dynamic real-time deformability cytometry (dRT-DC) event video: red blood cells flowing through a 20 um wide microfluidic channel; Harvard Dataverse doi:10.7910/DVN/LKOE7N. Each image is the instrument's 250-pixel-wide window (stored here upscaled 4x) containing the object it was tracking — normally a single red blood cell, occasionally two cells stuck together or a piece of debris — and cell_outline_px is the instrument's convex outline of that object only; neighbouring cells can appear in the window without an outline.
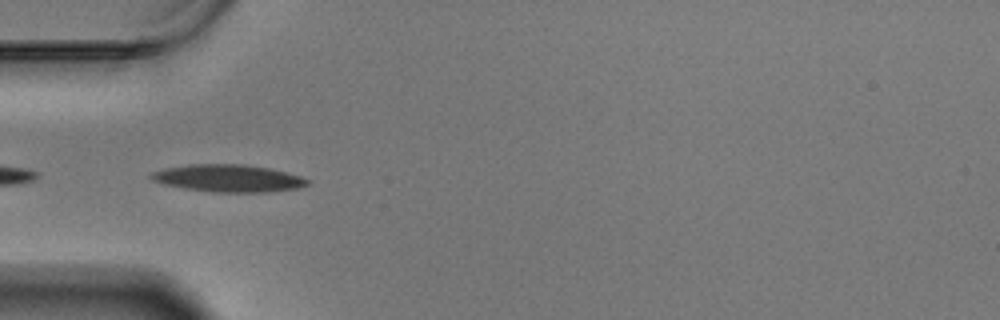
{"species": "Egyptian fruit bat (a non-hibernating species)", "species_latin": "Rousettus aegyptiacus", "temperature_condition": "warm", "stored_images_in_passage": 27, "camera_frame_rate_fps": 3000, "um_per_image_px": 0.085, "animal": {"sex": "male"}, "frame": {"image": 1, "passage_image": 2, "time_ms": 0.333, "image_size_px": [1000, 320], "cell_outline_px": [[308, 184], [296, 188], [268, 192], [212, 192], [184, 188], [164, 184], [152, 180], [148, 176], [152, 172], [164, 168], [188, 164], [244, 164], [268, 168], [300, 176], [308, 180]], "centroid_in_image_um": [19.34, 15.15], "position_along_channel_um": 65.7, "area_um2": 24.74}}
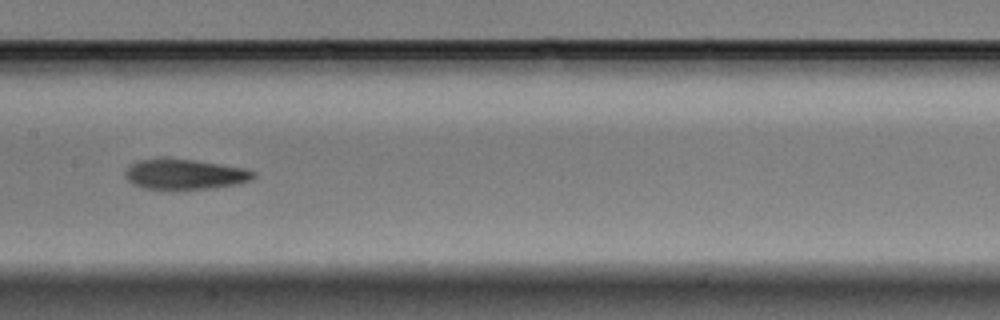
{"frame": {"image": 2, "passage_image": 13, "time_ms": 4.0, "image_size_px": [1000, 320], "cell_outline_px": [[256, 176], [252, 180], [240, 184], [208, 188], [144, 188], [132, 184], [124, 176], [124, 172], [132, 164], [140, 160], [196, 160], [248, 168], [256, 172]], "centroid_in_image_um": [15.81, 14.82], "position_along_channel_um": 191.6, "area_um2": 22.14}}
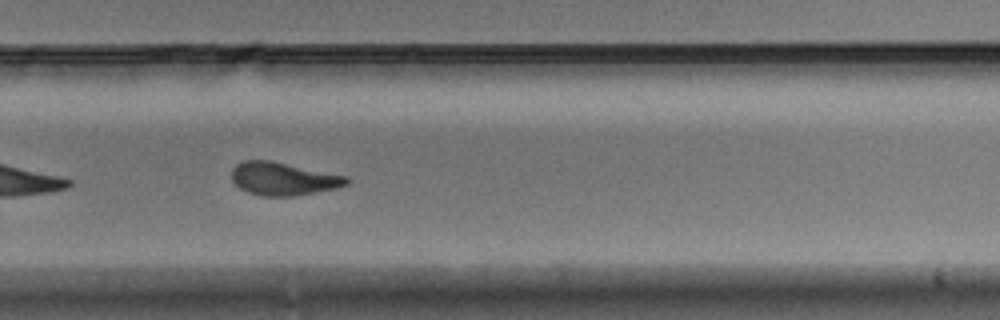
{"frame": {"image": 3, "passage_image": 23, "time_ms": 7.333, "image_size_px": [1000, 320], "cell_outline_px": [[348, 184], [336, 188], [296, 196], [260, 196], [248, 192], [240, 188], [232, 180], [232, 168], [236, 164], [244, 160], [268, 160], [348, 176]], "centroid_in_image_um": [24.06, 15.2], "position_along_channel_um": 305.7, "area_um2": 22.02}}